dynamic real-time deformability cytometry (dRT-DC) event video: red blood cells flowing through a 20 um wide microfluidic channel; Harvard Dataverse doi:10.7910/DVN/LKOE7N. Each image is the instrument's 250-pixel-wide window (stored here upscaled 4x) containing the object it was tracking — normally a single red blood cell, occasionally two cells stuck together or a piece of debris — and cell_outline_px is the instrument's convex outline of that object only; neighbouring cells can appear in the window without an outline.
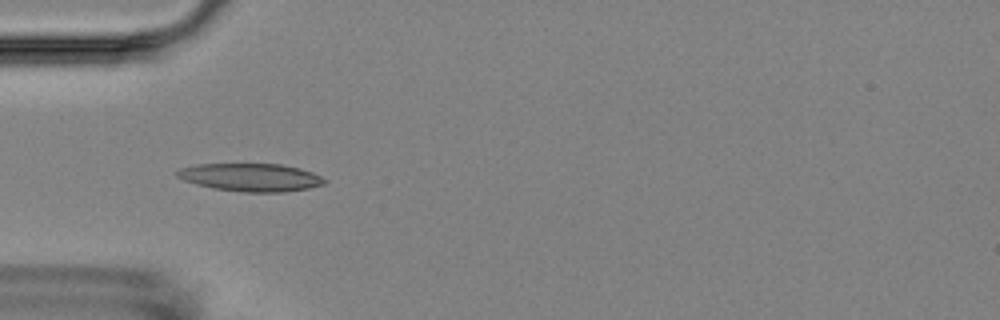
{"species": "Egyptian fruit bat (a non-hibernating species)", "species_latin": "Rousettus aegyptiacus", "temperature_condition": "room temperature", "stored_images_in_passage": 5, "camera_frame_rate_fps": 3000, "um_per_image_px": 0.085, "animal": {"sex": "female"}, "frame": {"image": 1, "passage_image": 4, "time_ms": 3.667, "image_size_px": [1000, 320], "cell_outline_px": [[328, 180], [324, 184], [308, 188], [284, 192], [244, 192], [212, 188], [196, 184], [184, 180], [176, 176], [176, 172], [180, 168], [196, 164], [280, 164], [300, 168], [312, 172]], "centroid_in_image_um": [21.31, 15.07], "position_along_channel_um": 63.7, "area_um2": 23.99}}
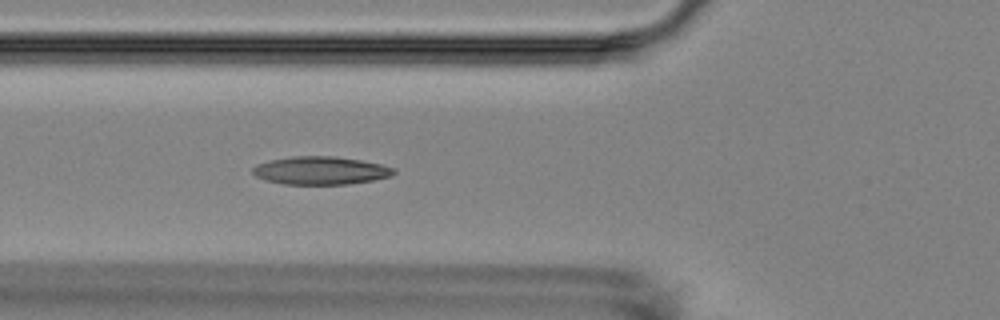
{"frame": {"image": 2, "passage_image": 5, "time_ms": 4.667, "image_size_px": [1000, 320], "cell_outline_px": [[396, 172], [392, 176], [372, 180], [348, 184], [284, 184], [264, 180], [256, 176], [252, 172], [252, 168], [256, 164], [272, 160], [292, 156], [332, 156], [360, 160], [380, 164], [396, 168]], "centroid_in_image_um": [27.25, 14.5], "position_along_channel_um": 98.5, "area_um2": 23.0}}